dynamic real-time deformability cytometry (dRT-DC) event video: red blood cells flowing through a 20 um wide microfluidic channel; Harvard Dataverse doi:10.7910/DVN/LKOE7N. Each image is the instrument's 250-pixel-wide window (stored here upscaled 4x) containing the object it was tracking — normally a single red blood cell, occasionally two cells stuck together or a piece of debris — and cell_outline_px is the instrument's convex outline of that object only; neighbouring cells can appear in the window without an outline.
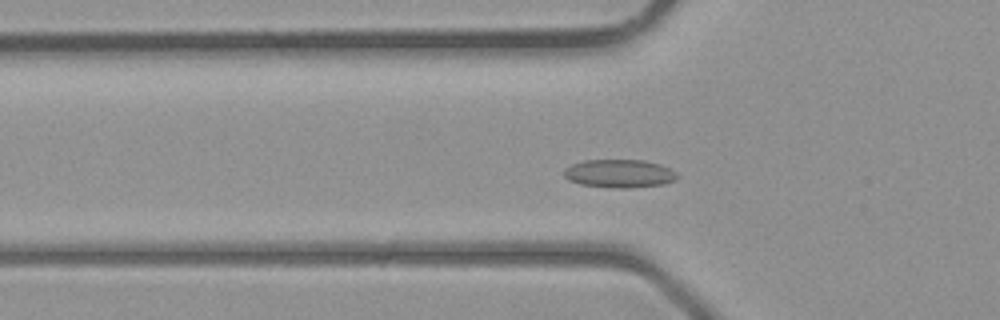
{"species": "common noctule bat (a hibernating species)", "species_latin": "Nyctalus noctula", "temperature_condition": "room temperature", "stored_images_in_passage": 38, "camera_frame_rate_fps": 3000, "um_per_image_px": 0.085, "animal": {"sex": "male", "body_mass_g": 23.1, "forearm_length_mm": 52.7}, "frame": {"image": 1, "passage_image": 10, "time_ms": 3.0, "image_size_px": [1000, 320], "cell_outline_px": [[680, 176], [676, 180], [664, 184], [628, 188], [612, 188], [580, 184], [568, 180], [564, 176], [564, 168], [572, 164], [584, 160], [644, 160], [660, 164], [676, 172]], "centroid_in_image_um": [52.65, 14.75], "position_along_channel_um": 73.1, "area_um2": 18.79}}
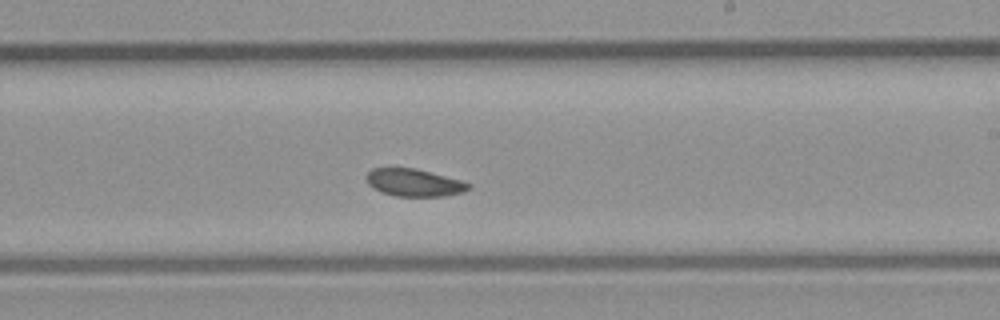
{"frame": {"image": 2, "passage_image": 21, "time_ms": 6.667, "image_size_px": [1000, 320], "cell_outline_px": [[472, 188], [464, 192], [444, 196], [396, 196], [380, 192], [372, 188], [368, 184], [368, 172], [372, 168], [416, 168], [464, 180], [472, 184]], "centroid_in_image_um": [35.27, 15.52], "position_along_channel_um": 253.7, "area_um2": 16.59}}
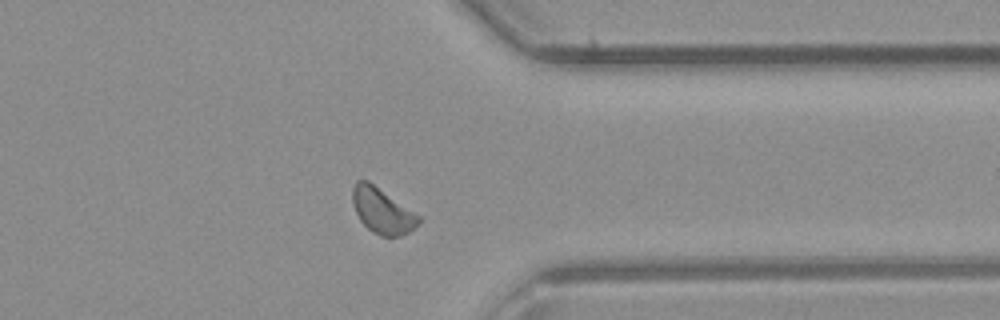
{"frame": {"image": 3, "passage_image": 29, "time_ms": 9.333, "image_size_px": [1000, 320], "cell_outline_px": [[420, 220], [416, 228], [400, 236], [380, 236], [372, 232], [360, 220], [356, 212], [352, 200], [352, 188], [356, 180], [368, 180], [420, 216]], "centroid_in_image_um": [32.48, 17.91], "position_along_channel_um": 378.9, "area_um2": 17.4}}